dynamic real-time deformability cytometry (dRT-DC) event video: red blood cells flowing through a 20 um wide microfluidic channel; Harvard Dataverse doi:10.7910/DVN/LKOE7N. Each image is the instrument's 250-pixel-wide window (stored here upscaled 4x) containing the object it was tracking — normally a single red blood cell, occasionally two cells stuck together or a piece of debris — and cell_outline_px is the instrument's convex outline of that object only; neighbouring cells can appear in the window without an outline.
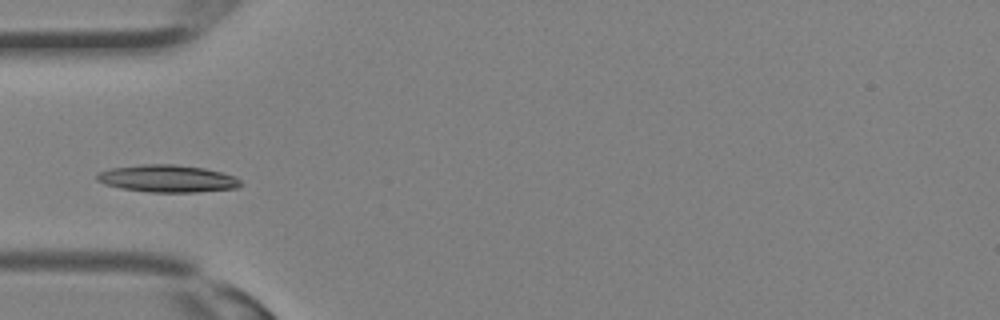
{"species": "Egyptian fruit bat (a non-hibernating species)", "species_latin": "Rousettus aegyptiacus", "temperature_condition": "room temperature", "stored_images_in_passage": 31, "camera_frame_rate_fps": 3000, "um_per_image_px": 0.085, "animal": {"sex": "female"}, "frame": {"image": 1, "passage_image": 9, "time_ms": 2.667, "image_size_px": [1000, 320], "cell_outline_px": [[244, 184], [236, 188], [196, 192], [148, 192], [120, 188], [104, 184], [96, 180], [96, 172], [112, 168], [144, 164], [176, 164], [204, 168], [236, 176]], "centroid_in_image_um": [14.22, 15.18], "position_along_channel_um": 70.8, "area_um2": 23.0}}
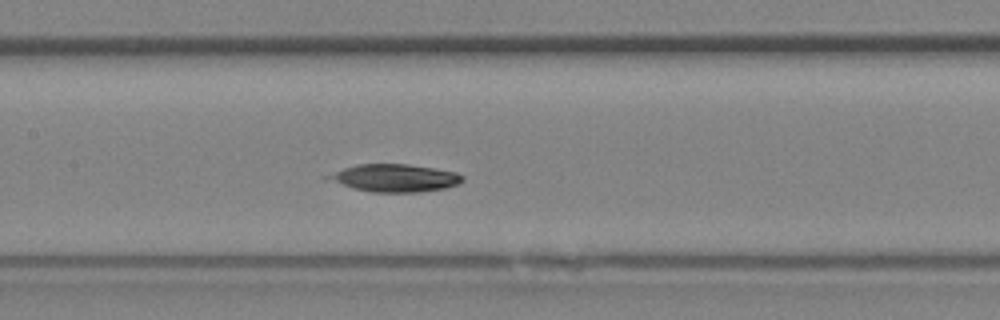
{"frame": {"image": 2, "passage_image": 14, "time_ms": 4.333, "image_size_px": [1000, 320], "cell_outline_px": [[464, 180], [456, 184], [444, 188], [420, 192], [372, 192], [352, 188], [324, 180], [324, 176], [344, 168], [356, 164], [408, 164], [456, 172], [464, 176]], "centroid_in_image_um": [33.49, 15.13], "position_along_channel_um": 173.9, "area_um2": 21.68}}
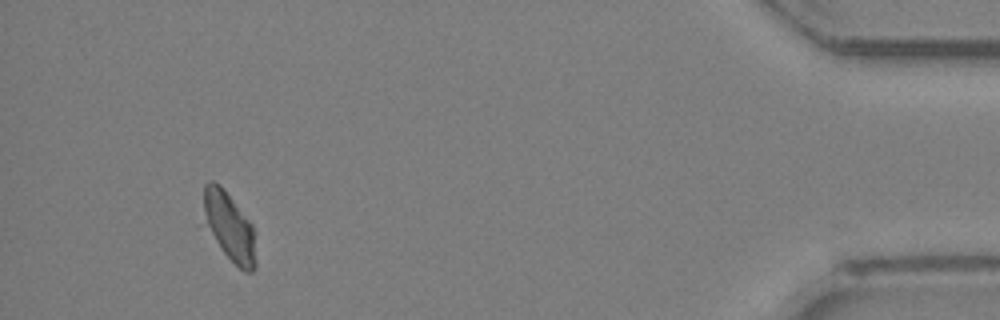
{"frame": {"image": 3, "passage_image": 29, "time_ms": 9.333, "image_size_px": [1000, 320], "cell_outline_px": [[256, 268], [252, 272], [244, 272], [224, 252], [216, 240], [208, 224], [204, 208], [204, 184], [208, 180], [212, 180], [220, 184], [224, 188], [252, 224], [256, 264]], "centroid_in_image_um": [19.53, 19.23], "position_along_channel_um": 415.7, "area_um2": 20.17}}